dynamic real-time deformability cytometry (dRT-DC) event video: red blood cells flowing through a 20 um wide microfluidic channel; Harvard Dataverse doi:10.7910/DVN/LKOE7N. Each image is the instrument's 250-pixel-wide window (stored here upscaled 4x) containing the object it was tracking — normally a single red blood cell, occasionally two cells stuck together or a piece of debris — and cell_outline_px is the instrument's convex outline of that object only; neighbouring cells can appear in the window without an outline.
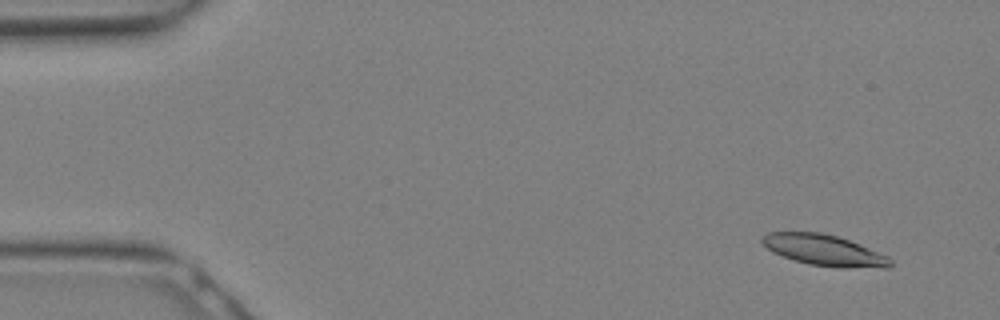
{"species": "Egyptian fruit bat (a non-hibernating species)", "species_latin": "Rousettus aegyptiacus", "temperature_condition": "warm", "stored_images_in_passage": 16, "camera_frame_rate_fps": 3000, "um_per_image_px": 0.085, "animal": {"sex": "female"}, "frame": {"image": 1, "passage_image": 2, "time_ms": 0.333, "image_size_px": [1000, 320], "cell_outline_px": [[892, 264], [888, 268], [840, 268], [808, 264], [772, 252], [760, 240], [768, 232], [820, 232], [836, 236], [860, 244], [888, 256], [892, 260]], "centroid_in_image_um": [70.1, 21.28], "position_along_channel_um": 14.9, "area_um2": 23.06}}
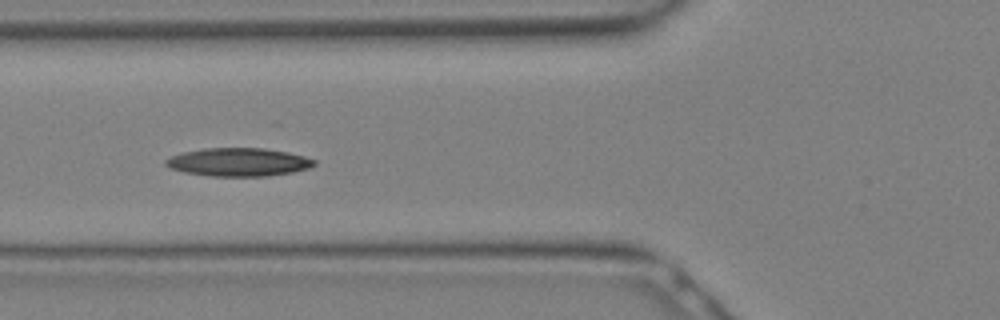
{"frame": {"image": 2, "passage_image": 11, "time_ms": 3.333, "image_size_px": [1000, 320], "cell_outline_px": [[316, 164], [308, 168], [292, 172], [268, 176], [212, 176], [184, 172], [172, 168], [164, 164], [164, 160], [172, 156], [184, 152], [204, 148], [264, 148], [288, 152], [304, 156], [316, 160]], "centroid_in_image_um": [20.29, 13.77], "position_along_channel_um": 105.5, "area_um2": 24.33}}
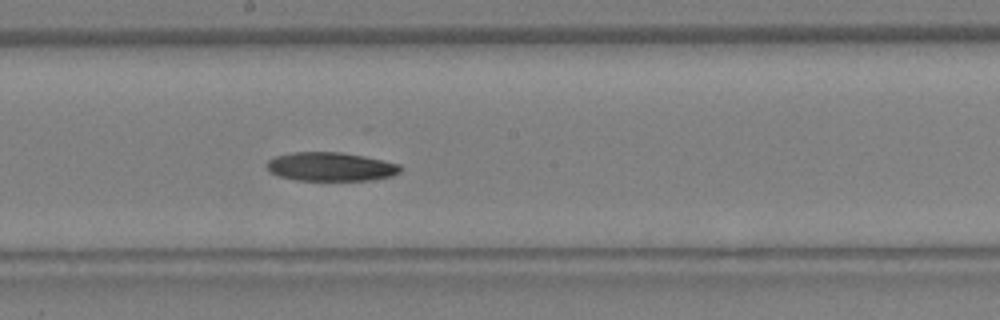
{"frame": {"image": 3, "passage_image": 16, "time_ms": 5.0, "image_size_px": [1000, 320], "cell_outline_px": [[400, 172], [392, 176], [372, 180], [296, 180], [280, 176], [272, 172], [264, 164], [268, 160], [276, 156], [292, 152], [340, 152], [364, 156], [384, 160], [400, 164]], "centroid_in_image_um": [28.12, 14.16], "position_along_channel_um": 220.1, "area_um2": 22.37}}